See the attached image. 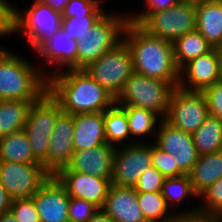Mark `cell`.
I'll return each mask as SVG.
<instances>
[{
  "mask_svg": "<svg viewBox=\"0 0 222 222\" xmlns=\"http://www.w3.org/2000/svg\"><path fill=\"white\" fill-rule=\"evenodd\" d=\"M48 92L63 112H104L115 104V98L84 69H67L48 78Z\"/></svg>",
  "mask_w": 222,
  "mask_h": 222,
  "instance_id": "obj_1",
  "label": "cell"
},
{
  "mask_svg": "<svg viewBox=\"0 0 222 222\" xmlns=\"http://www.w3.org/2000/svg\"><path fill=\"white\" fill-rule=\"evenodd\" d=\"M123 40L130 49L134 72L178 86L180 69L175 63L172 42L155 37L131 22L125 26Z\"/></svg>",
  "mask_w": 222,
  "mask_h": 222,
  "instance_id": "obj_2",
  "label": "cell"
},
{
  "mask_svg": "<svg viewBox=\"0 0 222 222\" xmlns=\"http://www.w3.org/2000/svg\"><path fill=\"white\" fill-rule=\"evenodd\" d=\"M11 50L0 53V100L36 102L48 91V78L35 59Z\"/></svg>",
  "mask_w": 222,
  "mask_h": 222,
  "instance_id": "obj_3",
  "label": "cell"
},
{
  "mask_svg": "<svg viewBox=\"0 0 222 222\" xmlns=\"http://www.w3.org/2000/svg\"><path fill=\"white\" fill-rule=\"evenodd\" d=\"M174 89L170 82L133 72L115 98V104L148 109L166 119Z\"/></svg>",
  "mask_w": 222,
  "mask_h": 222,
  "instance_id": "obj_4",
  "label": "cell"
},
{
  "mask_svg": "<svg viewBox=\"0 0 222 222\" xmlns=\"http://www.w3.org/2000/svg\"><path fill=\"white\" fill-rule=\"evenodd\" d=\"M61 27L62 14L40 0H33L31 6L22 10L15 4L14 34L27 39L32 54L60 31Z\"/></svg>",
  "mask_w": 222,
  "mask_h": 222,
  "instance_id": "obj_5",
  "label": "cell"
},
{
  "mask_svg": "<svg viewBox=\"0 0 222 222\" xmlns=\"http://www.w3.org/2000/svg\"><path fill=\"white\" fill-rule=\"evenodd\" d=\"M127 11H107L91 28L88 35L78 41L77 69L86 68L123 40L128 23Z\"/></svg>",
  "mask_w": 222,
  "mask_h": 222,
  "instance_id": "obj_6",
  "label": "cell"
},
{
  "mask_svg": "<svg viewBox=\"0 0 222 222\" xmlns=\"http://www.w3.org/2000/svg\"><path fill=\"white\" fill-rule=\"evenodd\" d=\"M61 111L60 105L48 91L32 103L28 111L24 131L28 136L33 156L46 170L49 140Z\"/></svg>",
  "mask_w": 222,
  "mask_h": 222,
  "instance_id": "obj_7",
  "label": "cell"
},
{
  "mask_svg": "<svg viewBox=\"0 0 222 222\" xmlns=\"http://www.w3.org/2000/svg\"><path fill=\"white\" fill-rule=\"evenodd\" d=\"M84 70L116 98L122 91L125 81L134 72L130 49L122 40Z\"/></svg>",
  "mask_w": 222,
  "mask_h": 222,
  "instance_id": "obj_8",
  "label": "cell"
},
{
  "mask_svg": "<svg viewBox=\"0 0 222 222\" xmlns=\"http://www.w3.org/2000/svg\"><path fill=\"white\" fill-rule=\"evenodd\" d=\"M196 23V4L179 2L167 10L149 14L139 26L155 37L174 43L196 30Z\"/></svg>",
  "mask_w": 222,
  "mask_h": 222,
  "instance_id": "obj_9",
  "label": "cell"
},
{
  "mask_svg": "<svg viewBox=\"0 0 222 222\" xmlns=\"http://www.w3.org/2000/svg\"><path fill=\"white\" fill-rule=\"evenodd\" d=\"M209 115L203 91H190L177 86L172 92L165 120L173 127L193 134Z\"/></svg>",
  "mask_w": 222,
  "mask_h": 222,
  "instance_id": "obj_10",
  "label": "cell"
},
{
  "mask_svg": "<svg viewBox=\"0 0 222 222\" xmlns=\"http://www.w3.org/2000/svg\"><path fill=\"white\" fill-rule=\"evenodd\" d=\"M50 176L41 163L0 160V183L12 200L31 198Z\"/></svg>",
  "mask_w": 222,
  "mask_h": 222,
  "instance_id": "obj_11",
  "label": "cell"
},
{
  "mask_svg": "<svg viewBox=\"0 0 222 222\" xmlns=\"http://www.w3.org/2000/svg\"><path fill=\"white\" fill-rule=\"evenodd\" d=\"M77 51L78 41L71 38L61 28L33 55H35V60H38L36 63L40 69L49 78L63 70L77 69Z\"/></svg>",
  "mask_w": 222,
  "mask_h": 222,
  "instance_id": "obj_12",
  "label": "cell"
},
{
  "mask_svg": "<svg viewBox=\"0 0 222 222\" xmlns=\"http://www.w3.org/2000/svg\"><path fill=\"white\" fill-rule=\"evenodd\" d=\"M151 166V143L117 147L113 157L111 184L134 187L141 174Z\"/></svg>",
  "mask_w": 222,
  "mask_h": 222,
  "instance_id": "obj_13",
  "label": "cell"
},
{
  "mask_svg": "<svg viewBox=\"0 0 222 222\" xmlns=\"http://www.w3.org/2000/svg\"><path fill=\"white\" fill-rule=\"evenodd\" d=\"M153 143L172 155L185 175L191 172L200 156L194 145L192 134L173 127L165 119L160 122Z\"/></svg>",
  "mask_w": 222,
  "mask_h": 222,
  "instance_id": "obj_14",
  "label": "cell"
},
{
  "mask_svg": "<svg viewBox=\"0 0 222 222\" xmlns=\"http://www.w3.org/2000/svg\"><path fill=\"white\" fill-rule=\"evenodd\" d=\"M222 79V58L219 48L190 60L180 69L178 86L190 91H204Z\"/></svg>",
  "mask_w": 222,
  "mask_h": 222,
  "instance_id": "obj_15",
  "label": "cell"
},
{
  "mask_svg": "<svg viewBox=\"0 0 222 222\" xmlns=\"http://www.w3.org/2000/svg\"><path fill=\"white\" fill-rule=\"evenodd\" d=\"M40 222H69L70 196L59 180L51 175L31 197Z\"/></svg>",
  "mask_w": 222,
  "mask_h": 222,
  "instance_id": "obj_16",
  "label": "cell"
},
{
  "mask_svg": "<svg viewBox=\"0 0 222 222\" xmlns=\"http://www.w3.org/2000/svg\"><path fill=\"white\" fill-rule=\"evenodd\" d=\"M74 115L61 111L49 140L47 171L55 175L67 166L74 153L73 147Z\"/></svg>",
  "mask_w": 222,
  "mask_h": 222,
  "instance_id": "obj_17",
  "label": "cell"
},
{
  "mask_svg": "<svg viewBox=\"0 0 222 222\" xmlns=\"http://www.w3.org/2000/svg\"><path fill=\"white\" fill-rule=\"evenodd\" d=\"M54 176L66 188L70 197L85 199L100 209L103 207L111 185L108 179L71 170H59Z\"/></svg>",
  "mask_w": 222,
  "mask_h": 222,
  "instance_id": "obj_18",
  "label": "cell"
},
{
  "mask_svg": "<svg viewBox=\"0 0 222 222\" xmlns=\"http://www.w3.org/2000/svg\"><path fill=\"white\" fill-rule=\"evenodd\" d=\"M116 147L105 143L86 150H75L71 161L60 170H71L82 174L108 179L113 175V157Z\"/></svg>",
  "mask_w": 222,
  "mask_h": 222,
  "instance_id": "obj_19",
  "label": "cell"
},
{
  "mask_svg": "<svg viewBox=\"0 0 222 222\" xmlns=\"http://www.w3.org/2000/svg\"><path fill=\"white\" fill-rule=\"evenodd\" d=\"M101 209L115 222H146L134 187L111 184Z\"/></svg>",
  "mask_w": 222,
  "mask_h": 222,
  "instance_id": "obj_20",
  "label": "cell"
},
{
  "mask_svg": "<svg viewBox=\"0 0 222 222\" xmlns=\"http://www.w3.org/2000/svg\"><path fill=\"white\" fill-rule=\"evenodd\" d=\"M105 143L104 112L74 114V150L92 149Z\"/></svg>",
  "mask_w": 222,
  "mask_h": 222,
  "instance_id": "obj_21",
  "label": "cell"
},
{
  "mask_svg": "<svg viewBox=\"0 0 222 222\" xmlns=\"http://www.w3.org/2000/svg\"><path fill=\"white\" fill-rule=\"evenodd\" d=\"M161 193L165 199L166 205L171 210V212L174 213V215L198 212L199 204L197 205L195 202V205H193V202L191 204V201H198L199 196L194 192L192 183L188 175L165 178L162 185ZM188 200L189 203H187V205H191L187 207H185L184 205L181 206V204H186ZM179 207L183 208L180 209Z\"/></svg>",
  "mask_w": 222,
  "mask_h": 222,
  "instance_id": "obj_22",
  "label": "cell"
},
{
  "mask_svg": "<svg viewBox=\"0 0 222 222\" xmlns=\"http://www.w3.org/2000/svg\"><path fill=\"white\" fill-rule=\"evenodd\" d=\"M196 30L212 48L222 46V0H201L196 3Z\"/></svg>",
  "mask_w": 222,
  "mask_h": 222,
  "instance_id": "obj_23",
  "label": "cell"
},
{
  "mask_svg": "<svg viewBox=\"0 0 222 222\" xmlns=\"http://www.w3.org/2000/svg\"><path fill=\"white\" fill-rule=\"evenodd\" d=\"M121 107L125 110L128 118L131 144L152 143L163 119L148 109L135 106Z\"/></svg>",
  "mask_w": 222,
  "mask_h": 222,
  "instance_id": "obj_24",
  "label": "cell"
},
{
  "mask_svg": "<svg viewBox=\"0 0 222 222\" xmlns=\"http://www.w3.org/2000/svg\"><path fill=\"white\" fill-rule=\"evenodd\" d=\"M188 176L194 192L199 196L222 177V150L199 156Z\"/></svg>",
  "mask_w": 222,
  "mask_h": 222,
  "instance_id": "obj_25",
  "label": "cell"
},
{
  "mask_svg": "<svg viewBox=\"0 0 222 222\" xmlns=\"http://www.w3.org/2000/svg\"><path fill=\"white\" fill-rule=\"evenodd\" d=\"M106 143L114 147L131 144L128 118L125 110L114 104L104 111Z\"/></svg>",
  "mask_w": 222,
  "mask_h": 222,
  "instance_id": "obj_26",
  "label": "cell"
},
{
  "mask_svg": "<svg viewBox=\"0 0 222 222\" xmlns=\"http://www.w3.org/2000/svg\"><path fill=\"white\" fill-rule=\"evenodd\" d=\"M0 160L18 163H40L32 153L24 130L0 137Z\"/></svg>",
  "mask_w": 222,
  "mask_h": 222,
  "instance_id": "obj_27",
  "label": "cell"
},
{
  "mask_svg": "<svg viewBox=\"0 0 222 222\" xmlns=\"http://www.w3.org/2000/svg\"><path fill=\"white\" fill-rule=\"evenodd\" d=\"M32 103L34 102L0 100V137L24 130Z\"/></svg>",
  "mask_w": 222,
  "mask_h": 222,
  "instance_id": "obj_28",
  "label": "cell"
},
{
  "mask_svg": "<svg viewBox=\"0 0 222 222\" xmlns=\"http://www.w3.org/2000/svg\"><path fill=\"white\" fill-rule=\"evenodd\" d=\"M174 59L177 67L181 69L190 60L207 52L212 47L198 30L186 33L173 43Z\"/></svg>",
  "mask_w": 222,
  "mask_h": 222,
  "instance_id": "obj_29",
  "label": "cell"
},
{
  "mask_svg": "<svg viewBox=\"0 0 222 222\" xmlns=\"http://www.w3.org/2000/svg\"><path fill=\"white\" fill-rule=\"evenodd\" d=\"M199 155L222 150V120L209 115L204 123L192 134Z\"/></svg>",
  "mask_w": 222,
  "mask_h": 222,
  "instance_id": "obj_30",
  "label": "cell"
},
{
  "mask_svg": "<svg viewBox=\"0 0 222 222\" xmlns=\"http://www.w3.org/2000/svg\"><path fill=\"white\" fill-rule=\"evenodd\" d=\"M138 205L146 222H172L174 213L166 205L161 191L137 192Z\"/></svg>",
  "mask_w": 222,
  "mask_h": 222,
  "instance_id": "obj_31",
  "label": "cell"
},
{
  "mask_svg": "<svg viewBox=\"0 0 222 222\" xmlns=\"http://www.w3.org/2000/svg\"><path fill=\"white\" fill-rule=\"evenodd\" d=\"M104 3L105 0H69L62 18L81 19L86 16H103L108 11L103 7Z\"/></svg>",
  "mask_w": 222,
  "mask_h": 222,
  "instance_id": "obj_32",
  "label": "cell"
},
{
  "mask_svg": "<svg viewBox=\"0 0 222 222\" xmlns=\"http://www.w3.org/2000/svg\"><path fill=\"white\" fill-rule=\"evenodd\" d=\"M198 199L199 212L222 216V177L204 190Z\"/></svg>",
  "mask_w": 222,
  "mask_h": 222,
  "instance_id": "obj_33",
  "label": "cell"
},
{
  "mask_svg": "<svg viewBox=\"0 0 222 222\" xmlns=\"http://www.w3.org/2000/svg\"><path fill=\"white\" fill-rule=\"evenodd\" d=\"M151 162L165 178L180 177L185 175L178 167L172 155L151 143Z\"/></svg>",
  "mask_w": 222,
  "mask_h": 222,
  "instance_id": "obj_34",
  "label": "cell"
},
{
  "mask_svg": "<svg viewBox=\"0 0 222 222\" xmlns=\"http://www.w3.org/2000/svg\"><path fill=\"white\" fill-rule=\"evenodd\" d=\"M102 16H86L84 18H62V29L77 41L84 39L91 28Z\"/></svg>",
  "mask_w": 222,
  "mask_h": 222,
  "instance_id": "obj_35",
  "label": "cell"
},
{
  "mask_svg": "<svg viewBox=\"0 0 222 222\" xmlns=\"http://www.w3.org/2000/svg\"><path fill=\"white\" fill-rule=\"evenodd\" d=\"M100 208L92 202L81 198H70L69 222H88Z\"/></svg>",
  "mask_w": 222,
  "mask_h": 222,
  "instance_id": "obj_36",
  "label": "cell"
},
{
  "mask_svg": "<svg viewBox=\"0 0 222 222\" xmlns=\"http://www.w3.org/2000/svg\"><path fill=\"white\" fill-rule=\"evenodd\" d=\"M179 2V0H144L143 4L145 6L141 8L142 10L136 11L135 9L133 10V12L132 10L131 12L129 10V12L127 13L128 22L139 25L149 14L167 10L172 6H175Z\"/></svg>",
  "mask_w": 222,
  "mask_h": 222,
  "instance_id": "obj_37",
  "label": "cell"
},
{
  "mask_svg": "<svg viewBox=\"0 0 222 222\" xmlns=\"http://www.w3.org/2000/svg\"><path fill=\"white\" fill-rule=\"evenodd\" d=\"M10 211L18 222H40L39 215L32 198L12 200Z\"/></svg>",
  "mask_w": 222,
  "mask_h": 222,
  "instance_id": "obj_38",
  "label": "cell"
},
{
  "mask_svg": "<svg viewBox=\"0 0 222 222\" xmlns=\"http://www.w3.org/2000/svg\"><path fill=\"white\" fill-rule=\"evenodd\" d=\"M165 177L155 167L146 169L134 186L136 192L161 191Z\"/></svg>",
  "mask_w": 222,
  "mask_h": 222,
  "instance_id": "obj_39",
  "label": "cell"
},
{
  "mask_svg": "<svg viewBox=\"0 0 222 222\" xmlns=\"http://www.w3.org/2000/svg\"><path fill=\"white\" fill-rule=\"evenodd\" d=\"M15 3L10 0H0V40L14 34Z\"/></svg>",
  "mask_w": 222,
  "mask_h": 222,
  "instance_id": "obj_40",
  "label": "cell"
},
{
  "mask_svg": "<svg viewBox=\"0 0 222 222\" xmlns=\"http://www.w3.org/2000/svg\"><path fill=\"white\" fill-rule=\"evenodd\" d=\"M209 108V113L222 120V79L203 91Z\"/></svg>",
  "mask_w": 222,
  "mask_h": 222,
  "instance_id": "obj_41",
  "label": "cell"
},
{
  "mask_svg": "<svg viewBox=\"0 0 222 222\" xmlns=\"http://www.w3.org/2000/svg\"><path fill=\"white\" fill-rule=\"evenodd\" d=\"M172 222H222V216L198 211L190 214H176Z\"/></svg>",
  "mask_w": 222,
  "mask_h": 222,
  "instance_id": "obj_42",
  "label": "cell"
},
{
  "mask_svg": "<svg viewBox=\"0 0 222 222\" xmlns=\"http://www.w3.org/2000/svg\"><path fill=\"white\" fill-rule=\"evenodd\" d=\"M12 199L8 195L4 186L0 183V215L10 211Z\"/></svg>",
  "mask_w": 222,
  "mask_h": 222,
  "instance_id": "obj_43",
  "label": "cell"
},
{
  "mask_svg": "<svg viewBox=\"0 0 222 222\" xmlns=\"http://www.w3.org/2000/svg\"><path fill=\"white\" fill-rule=\"evenodd\" d=\"M40 1L52 7L54 11L62 14L69 0H40Z\"/></svg>",
  "mask_w": 222,
  "mask_h": 222,
  "instance_id": "obj_44",
  "label": "cell"
},
{
  "mask_svg": "<svg viewBox=\"0 0 222 222\" xmlns=\"http://www.w3.org/2000/svg\"><path fill=\"white\" fill-rule=\"evenodd\" d=\"M88 222H115L102 209H99Z\"/></svg>",
  "mask_w": 222,
  "mask_h": 222,
  "instance_id": "obj_45",
  "label": "cell"
},
{
  "mask_svg": "<svg viewBox=\"0 0 222 222\" xmlns=\"http://www.w3.org/2000/svg\"><path fill=\"white\" fill-rule=\"evenodd\" d=\"M0 222H18L11 211L2 213L0 215Z\"/></svg>",
  "mask_w": 222,
  "mask_h": 222,
  "instance_id": "obj_46",
  "label": "cell"
},
{
  "mask_svg": "<svg viewBox=\"0 0 222 222\" xmlns=\"http://www.w3.org/2000/svg\"><path fill=\"white\" fill-rule=\"evenodd\" d=\"M180 2H189V3H197V2H199V1H201V0H179Z\"/></svg>",
  "mask_w": 222,
  "mask_h": 222,
  "instance_id": "obj_47",
  "label": "cell"
},
{
  "mask_svg": "<svg viewBox=\"0 0 222 222\" xmlns=\"http://www.w3.org/2000/svg\"><path fill=\"white\" fill-rule=\"evenodd\" d=\"M0 44H1V43H0ZM5 48H7V47H5L4 44H3V45H0V53H1Z\"/></svg>",
  "mask_w": 222,
  "mask_h": 222,
  "instance_id": "obj_48",
  "label": "cell"
},
{
  "mask_svg": "<svg viewBox=\"0 0 222 222\" xmlns=\"http://www.w3.org/2000/svg\"><path fill=\"white\" fill-rule=\"evenodd\" d=\"M219 49H220V52H221V58H222V46H221Z\"/></svg>",
  "mask_w": 222,
  "mask_h": 222,
  "instance_id": "obj_49",
  "label": "cell"
}]
</instances>
